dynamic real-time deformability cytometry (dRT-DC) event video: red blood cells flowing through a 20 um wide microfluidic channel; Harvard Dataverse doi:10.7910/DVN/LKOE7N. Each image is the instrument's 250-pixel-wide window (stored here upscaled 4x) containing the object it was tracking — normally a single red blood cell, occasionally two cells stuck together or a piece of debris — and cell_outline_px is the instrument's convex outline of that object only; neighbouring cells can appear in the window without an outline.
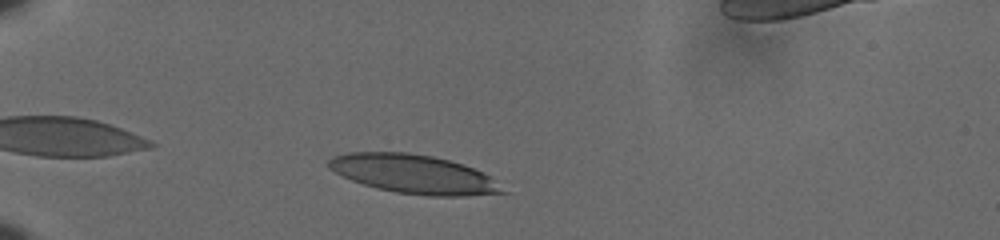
{"species": "human", "species_latin": "Homo sapiens", "temperature_condition": "cold", "stored_images_in_passage": 41, "camera_frame_rate_fps": 3000, "um_per_image_px": 0.085, "donor": {"sex": "male"}, "frame": {"image": 1, "passage_image": 5, "time_ms": 1.333, "image_size_px": [1000, 240], "cell_outline_px": [[512, 192], [464, 196], [428, 196], [396, 192], [376, 188], [352, 180], [328, 168], [328, 160], [332, 156], [348, 152], [408, 152], [432, 156], [464, 164], [484, 172]], "centroid_in_image_um": [35.23, 14.8], "position_along_channel_um": 49.8, "area_um2": 39.59}}
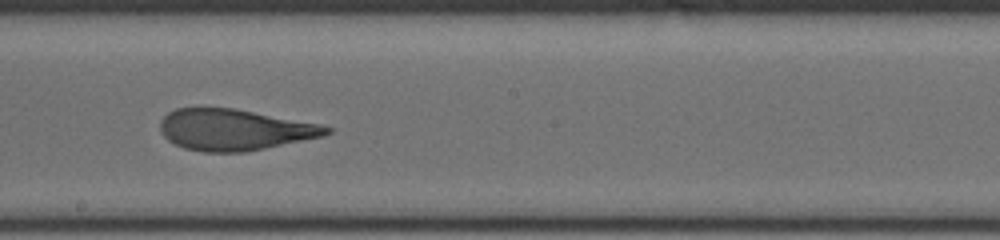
{"frame": {"image": 2, "passage_image": 23, "time_ms": 7.333, "image_size_px": [1000, 240], "cell_outline_px": [[332, 132], [324, 136], [244, 152], [204, 152], [184, 148], [168, 140], [160, 132], [160, 120], [168, 112], [176, 108], [236, 108], [320, 124], [332, 128]], "centroid_in_image_um": [19.92, 11.02], "position_along_channel_um": 228.3, "area_um2": 39.88}}
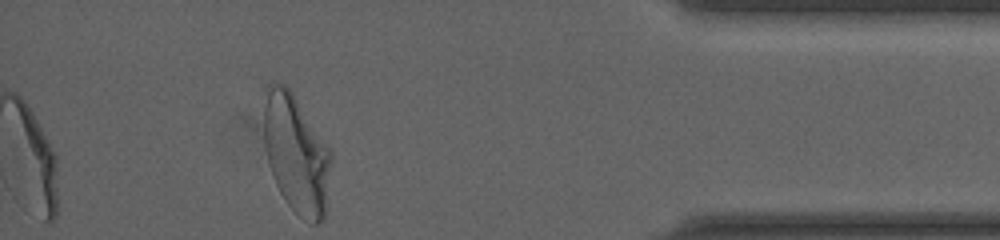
{"frame": {"image": 3, "passage_image": 41, "time_ms": 13.333, "image_size_px": [1000, 240], "cell_outline_px": [[332, 160], [324, 220], [316, 224], [312, 224], [304, 220], [284, 200], [276, 184], [268, 160], [264, 144], [264, 108], [268, 84], [284, 84], [292, 92], [332, 152]], "centroid_in_image_um": [25.2, 13.12], "position_along_channel_um": 410.0, "area_um2": 46.07}, "authors_computed_cell_mechanics": {"area_um2": 40.5178, "velocity_mm_per_s": 3.6042, "shape_relaxation_time_tau1_ms": 6.7947, "shape_relaxation_time_tau2_ms": 1.1791, "deformation_change_tau1": 0.2302, "deformation_change_tau2": 0.089}}